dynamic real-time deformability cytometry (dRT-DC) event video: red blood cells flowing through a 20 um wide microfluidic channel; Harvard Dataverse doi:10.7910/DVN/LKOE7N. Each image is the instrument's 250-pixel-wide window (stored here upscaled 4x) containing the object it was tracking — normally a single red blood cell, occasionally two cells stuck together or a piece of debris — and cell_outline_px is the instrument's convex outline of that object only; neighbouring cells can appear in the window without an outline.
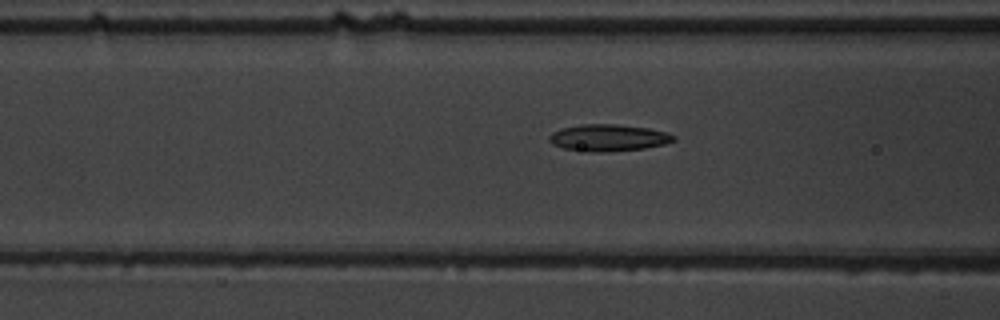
{"species": "common noctule bat (a hibernating species)", "species_latin": "Nyctalus noctula", "temperature_condition": "warm", "stored_images_in_passage": 37, "camera_frame_rate_fps": 3000, "um_per_image_px": 0.085, "animal": {"sex": "male", "body_mass_g": 19.5, "forearm_length_mm": 54.6}, "frame": {"image": 1, "passage_image": 4, "time_ms": 1.0, "image_size_px": [1000, 320], "cell_outline_px": [[676, 140], [664, 144], [644, 148], [608, 152], [588, 152], [564, 148], [552, 144], [548, 140], [548, 136], [552, 132], [560, 128], [580, 124], [616, 124], [648, 128], [668, 132], [676, 136]], "centroid_in_image_um": [51.7, 11.7], "position_along_channel_um": 114.9, "area_um2": 19.65}}
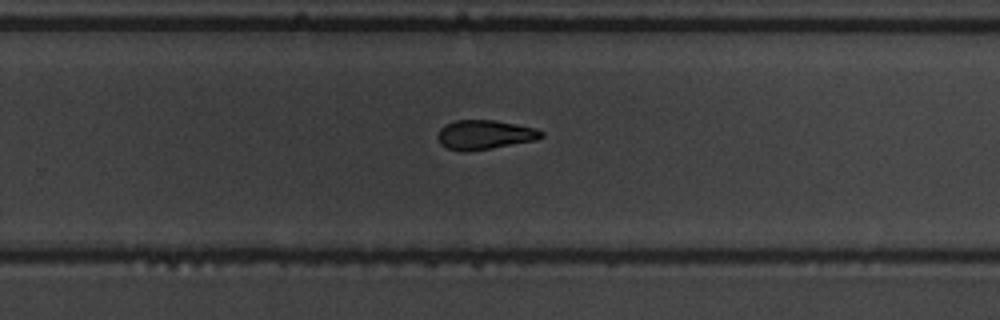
{"frame": {"image": 2, "passage_image": 18, "time_ms": 5.667, "image_size_px": [1000, 320], "cell_outline_px": [[544, 136], [536, 140], [492, 148], [464, 152], [460, 152], [448, 148], [440, 144], [436, 136], [440, 128], [444, 124], [456, 120], [496, 120], [536, 128], [544, 132]], "centroid_in_image_um": [41.17, 11.45], "position_along_channel_um": 288.6, "area_um2": 17.92}}
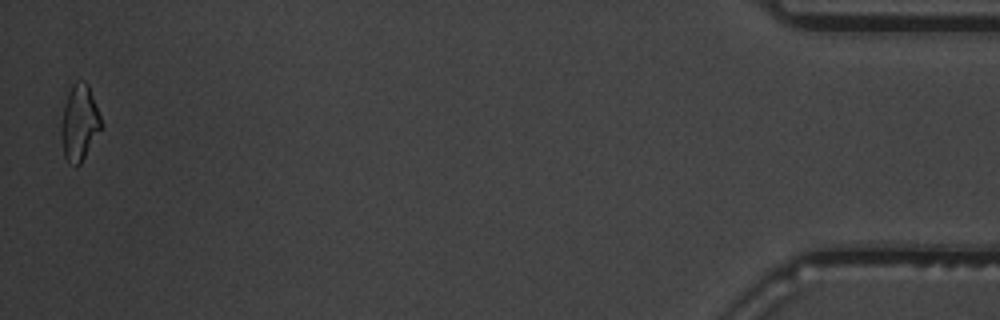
{"frame": {"image": 3, "passage_image": 36, "time_ms": 11.667, "image_size_px": [1000, 320], "cell_outline_px": [[104, 124], [80, 164], [76, 168], [64, 156], [60, 132], [60, 124], [68, 92], [72, 84], [76, 80], [84, 80], [88, 84]], "centroid_in_image_um": [6.75, 10.42], "position_along_channel_um": 428.4, "area_um2": 17.8}}